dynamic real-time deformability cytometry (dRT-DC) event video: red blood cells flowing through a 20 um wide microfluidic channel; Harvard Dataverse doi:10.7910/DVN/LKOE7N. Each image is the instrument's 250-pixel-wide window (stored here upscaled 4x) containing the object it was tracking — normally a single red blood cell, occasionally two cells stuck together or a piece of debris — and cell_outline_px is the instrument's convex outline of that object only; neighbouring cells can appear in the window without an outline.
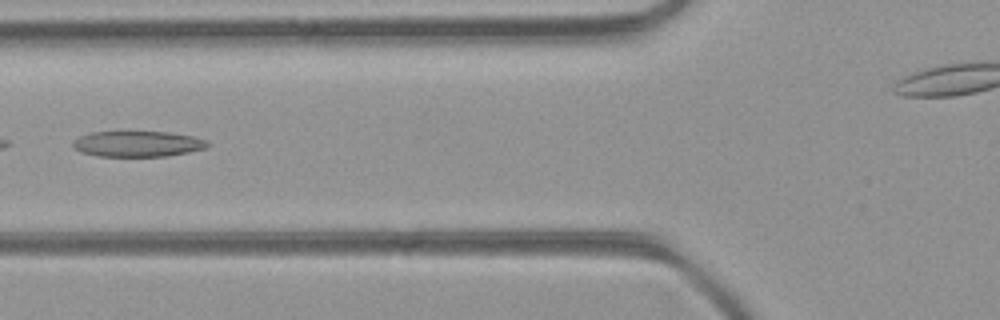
{"species": "common noctule bat (a hibernating species)", "species_latin": "Nyctalus noctula", "temperature_condition": "room temperature", "stored_images_in_passage": 6, "camera_frame_rate_fps": 3000, "um_per_image_px": 0.085, "animal": {"sex": "female", "body_mass_g": 21.9}, "frame": {"image": 1, "passage_image": 5, "time_ms": 1.333, "image_size_px": [1000, 320], "cell_outline_px": [[208, 144], [204, 148], [188, 152], [168, 156], [96, 156], [80, 152], [72, 144], [72, 140], [80, 136], [92, 132], [168, 132], [192, 136], [208, 140]], "centroid_in_image_um": [11.67, 12.23], "position_along_channel_um": 114.1, "area_um2": 20.06}}
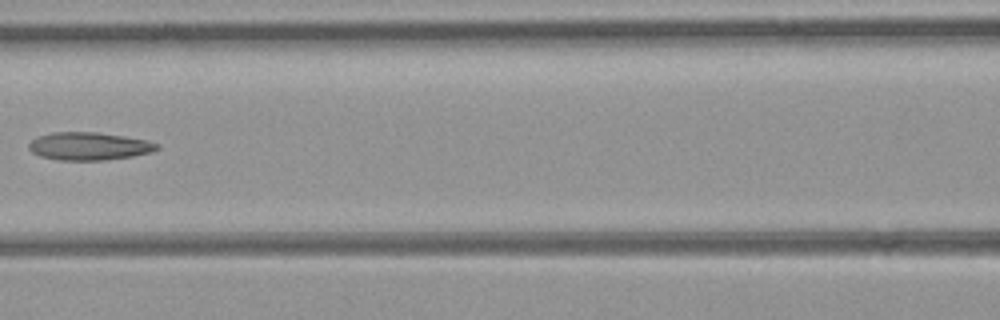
{"frame": {"image": 2, "passage_image": 6, "time_ms": 1.667, "image_size_px": [1000, 320], "cell_outline_px": [[160, 148], [152, 152], [132, 156], [104, 160], [60, 160], [40, 156], [32, 152], [28, 148], [28, 144], [36, 136], [52, 132], [96, 132], [124, 136], [144, 140], [160, 144]], "centroid_in_image_um": [7.55, 12.42], "position_along_channel_um": 159.1, "area_um2": 20.81}}